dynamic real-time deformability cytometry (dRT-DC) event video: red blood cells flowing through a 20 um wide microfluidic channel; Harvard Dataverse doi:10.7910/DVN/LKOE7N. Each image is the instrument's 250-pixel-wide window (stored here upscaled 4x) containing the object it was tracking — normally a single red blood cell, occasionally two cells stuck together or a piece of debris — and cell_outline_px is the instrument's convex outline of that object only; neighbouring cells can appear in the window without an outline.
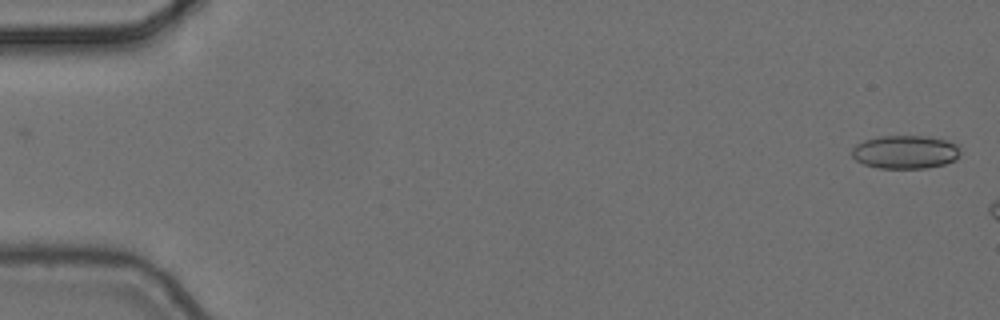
{"species": "common noctule bat (a hibernating species)", "species_latin": "Nyctalus noctula", "temperature_condition": "cold", "stored_images_in_passage": 3, "camera_frame_rate_fps": 3000, "um_per_image_px": 0.085, "animal": {"sex": "female", "body_mass_g": 24.6, "forearm_length_mm": 56.2}, "frame": {"image": 1, "passage_image": 1, "time_ms": 0.0, "image_size_px": [1000, 320], "cell_outline_px": [[960, 152], [956, 160], [944, 164], [928, 168], [880, 168], [864, 164], [856, 160], [852, 156], [852, 148], [856, 144], [864, 140], [876, 136], [928, 136], [944, 140], [956, 144]], "centroid_in_image_um": [76.93, 12.92], "position_along_channel_um": 8.1, "area_um2": 21.1}}